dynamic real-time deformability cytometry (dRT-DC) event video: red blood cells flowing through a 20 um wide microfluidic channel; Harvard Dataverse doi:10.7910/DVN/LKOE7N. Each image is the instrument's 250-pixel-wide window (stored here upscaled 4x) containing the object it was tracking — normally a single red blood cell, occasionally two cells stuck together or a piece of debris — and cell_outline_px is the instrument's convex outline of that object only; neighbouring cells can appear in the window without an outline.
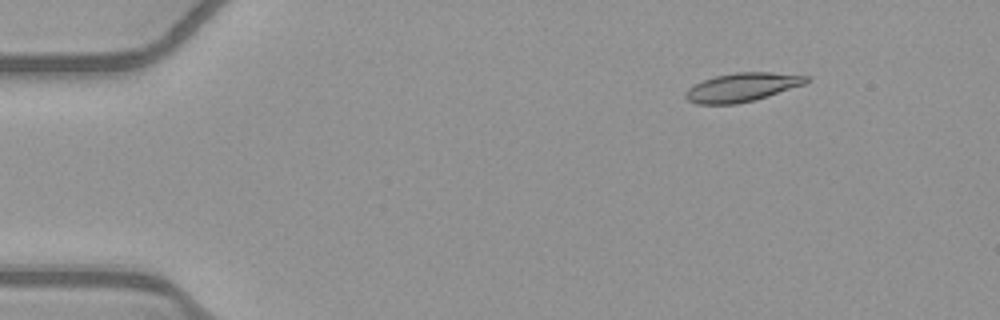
{"species": "common noctule bat (a hibernating species)", "species_latin": "Nyctalus noctula", "temperature_condition": "warm", "stored_images_in_passage": 51, "camera_frame_rate_fps": 3000, "um_per_image_px": 0.085, "animal": {"sex": "female", "body_mass_g": 21.9}, "frame": {"image": 1, "passage_image": 7, "time_ms": 2.0, "image_size_px": [1000, 320], "cell_outline_px": [[812, 80], [804, 84], [756, 100], [736, 104], [696, 104], [688, 100], [684, 96], [684, 92], [688, 88], [704, 80], [716, 76], [736, 72], [772, 72], [808, 76]], "centroid_in_image_um": [63.09, 7.42], "position_along_channel_um": 21.9, "area_um2": 20.17}}
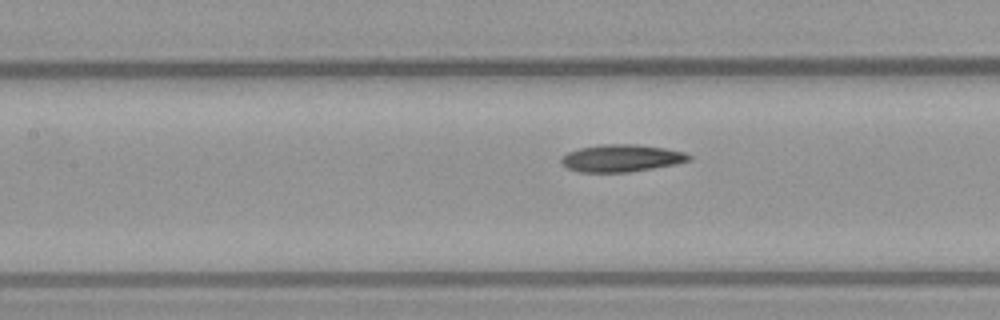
{"frame": {"image": 2, "passage_image": 24, "time_ms": 7.667, "image_size_px": [1000, 320], "cell_outline_px": [[692, 160], [676, 164], [628, 172], [580, 172], [568, 168], [560, 160], [560, 156], [568, 152], [580, 148], [600, 144], [636, 144], [664, 148], [684, 152], [692, 156]], "centroid_in_image_um": [52.82, 13.44], "position_along_channel_um": 154.6, "area_um2": 20.29}}
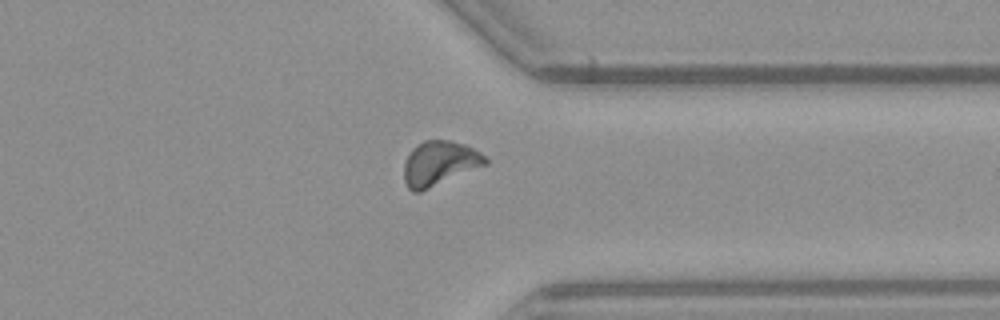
{"frame": {"image": 3, "passage_image": 41, "time_ms": 13.333, "image_size_px": [1000, 320], "cell_outline_px": [[488, 164], [420, 192], [412, 192], [408, 188], [404, 180], [404, 164], [412, 148], [416, 144], [424, 140], [452, 140], [464, 144], [480, 152], [488, 160]], "centroid_in_image_um": [37.35, 13.88], "position_along_channel_um": 374.1, "area_um2": 21.15}, "authors_computed_cell_mechanics": {"area_um2": 20.2878, "velocity_mm_per_s": 3.9261, "shape_relaxation_time_tau1_ms": 5.4526, "shape_relaxation_time_tau2_ms": 6.1045, "deformation_change_tau1": 0.1675, "deformation_change_tau2": 0.1045}}